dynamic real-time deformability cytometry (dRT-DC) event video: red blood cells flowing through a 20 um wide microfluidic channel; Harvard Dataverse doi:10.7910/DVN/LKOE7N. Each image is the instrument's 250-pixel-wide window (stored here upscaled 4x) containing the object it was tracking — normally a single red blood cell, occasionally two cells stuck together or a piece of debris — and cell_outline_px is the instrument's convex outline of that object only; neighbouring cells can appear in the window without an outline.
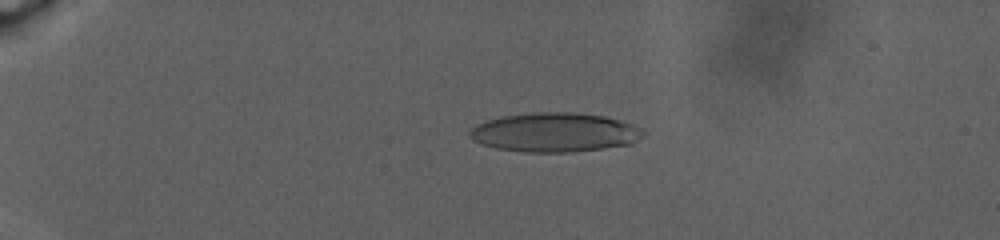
{"species": "human", "species_latin": "Homo sapiens", "temperature_condition": "warm", "stored_images_in_passage": 94, "camera_frame_rate_fps": 3000, "um_per_image_px": 0.085, "donor": {"sex": "male"}, "frame": {"image": 1, "passage_image": 23, "time_ms": 8.667, "image_size_px": [1000, 240], "cell_outline_px": [[644, 136], [632, 144], [604, 148], [572, 152], [524, 152], [496, 148], [480, 144], [468, 136], [468, 132], [476, 124], [488, 120], [504, 116], [540, 112], [568, 112], [604, 116], [620, 120], [632, 124], [640, 128], [644, 132]], "centroid_in_image_um": [47.15, 11.26], "position_along_channel_um": 37.8, "area_um2": 39.59}}
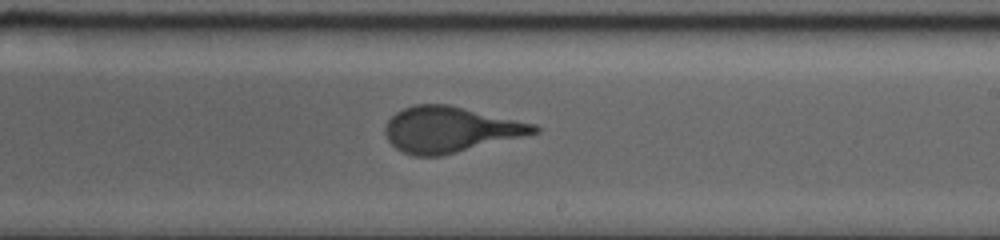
{"frame": {"image": 2, "passage_image": 63, "time_ms": 21.667, "image_size_px": [1000, 240], "cell_outline_px": [[540, 132], [440, 156], [412, 156], [396, 148], [388, 140], [384, 132], [384, 128], [388, 120], [396, 112], [404, 108], [416, 104], [448, 104], [536, 124], [540, 128]], "centroid_in_image_um": [38.25, 11.0], "position_along_channel_um": 250.8, "area_um2": 39.42}}
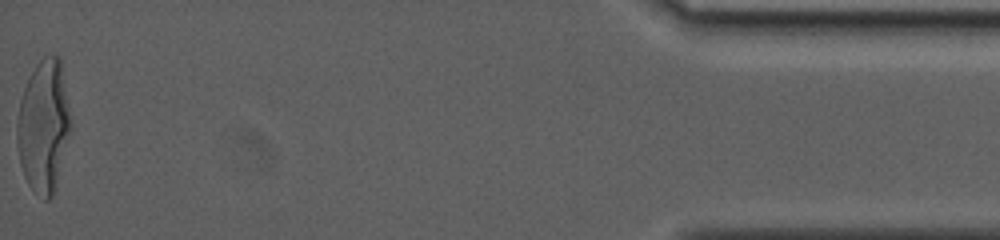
{"frame": {"image": 3, "passage_image": 94, "time_ms": 33.0, "image_size_px": [1000, 240], "cell_outline_px": [[72, 128], [52, 196], [48, 200], [44, 200], [28, 184], [24, 176], [20, 164], [16, 136], [16, 124], [20, 100], [24, 88], [36, 64], [44, 56], [60, 56], [72, 124]], "centroid_in_image_um": [3.71, 10.7], "position_along_channel_um": 431.5, "area_um2": 41.27}, "authors_computed_cell_mechanics": {"area_um2": 39.3907, "velocity_mm_per_s": 2.2498, "shape_relaxation_time_tau1_ms": 8.881, "shape_relaxation_time_tau2_ms": null, "deformation_change_tau1": 0.257, "deformation_change_tau2": null}}